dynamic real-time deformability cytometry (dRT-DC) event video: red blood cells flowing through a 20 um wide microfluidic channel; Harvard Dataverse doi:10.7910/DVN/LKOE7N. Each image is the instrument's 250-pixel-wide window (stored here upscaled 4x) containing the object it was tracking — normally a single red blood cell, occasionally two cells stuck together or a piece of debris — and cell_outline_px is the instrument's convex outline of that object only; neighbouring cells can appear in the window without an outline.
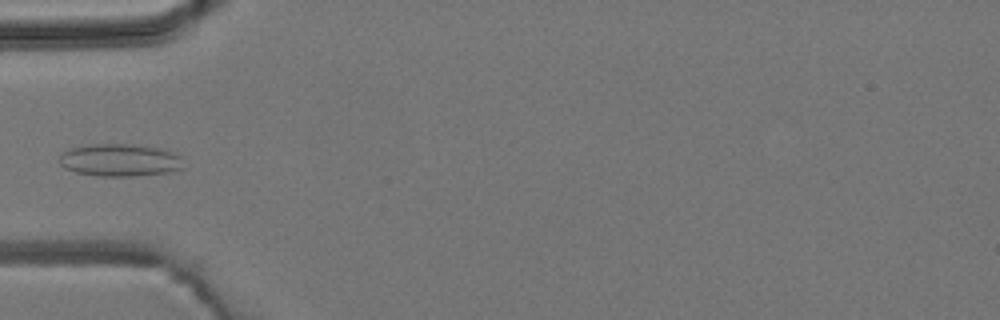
{"species": "common noctule bat (a hibernating species)", "species_latin": "Nyctalus noctula", "temperature_condition": "room temperature", "stored_images_in_passage": 5, "camera_frame_rate_fps": 3000, "um_per_image_px": 0.085, "animal": {"sex": "male", "body_mass_g": 19.2, "forearm_length_mm": 51.8}, "frame": {"image": 1, "passage_image": 4, "time_ms": 4.333, "image_size_px": [1000, 320], "cell_outline_px": [[184, 168], [168, 172], [132, 176], [100, 176], [76, 172], [64, 168], [60, 164], [60, 156], [64, 152], [72, 148], [88, 144], [132, 144], [160, 148], [176, 152], [180, 156]], "centroid_in_image_um": [10.22, 13.6], "position_along_channel_um": 74.8, "area_um2": 23.52}}